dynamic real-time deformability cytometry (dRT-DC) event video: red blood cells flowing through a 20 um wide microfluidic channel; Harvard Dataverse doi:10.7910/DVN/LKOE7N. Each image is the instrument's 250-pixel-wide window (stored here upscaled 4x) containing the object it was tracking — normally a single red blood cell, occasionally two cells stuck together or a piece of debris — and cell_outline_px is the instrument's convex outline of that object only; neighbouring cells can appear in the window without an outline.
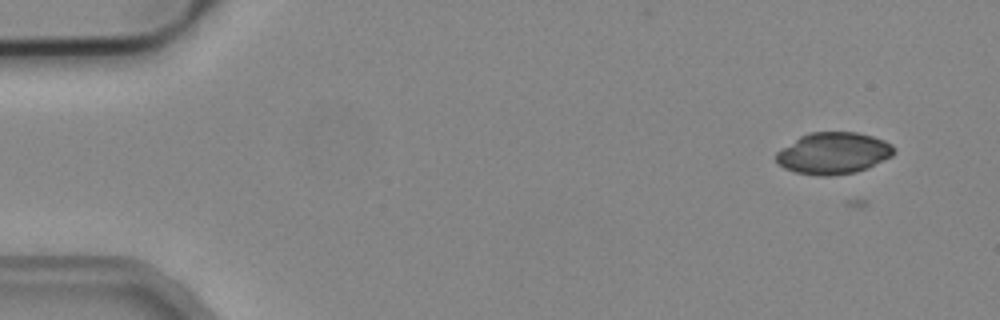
{"species": "common noctule bat (a hibernating species)", "species_latin": "Nyctalus noctula", "temperature_condition": "cold", "stored_images_in_passage": 4, "camera_frame_rate_fps": 3000, "um_per_image_px": 0.085, "animal": {"sex": "male", "body_mass_g": 19.2, "forearm_length_mm": 51.8}, "frame": {"image": 1, "passage_image": 1, "time_ms": 0.0, "image_size_px": [1000, 320], "cell_outline_px": [[896, 152], [892, 156], [868, 168], [856, 172], [832, 176], [820, 176], [796, 172], [784, 168], [776, 164], [776, 152], [800, 136], [808, 132], [856, 132], [872, 136], [884, 140], [892, 144], [896, 148]], "centroid_in_image_um": [70.85, 13.03], "position_along_channel_um": 14.2, "area_um2": 28.84}}